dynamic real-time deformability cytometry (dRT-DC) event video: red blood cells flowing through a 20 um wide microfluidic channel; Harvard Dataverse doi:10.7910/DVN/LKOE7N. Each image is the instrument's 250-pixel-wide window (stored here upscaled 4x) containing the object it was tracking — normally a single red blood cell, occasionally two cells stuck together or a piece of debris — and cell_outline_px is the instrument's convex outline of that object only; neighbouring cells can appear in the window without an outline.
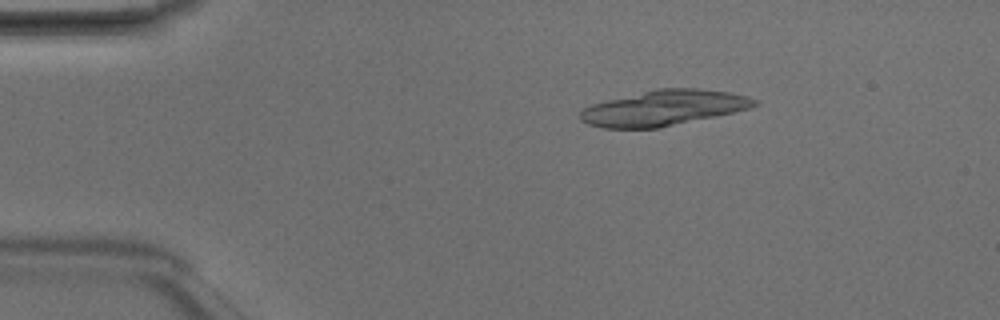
{"species": "Egyptian fruit bat (a non-hibernating species)", "species_latin": "Rousettus aegyptiacus", "temperature_condition": "room temperature", "stored_images_in_passage": 8, "segment_of_instrument_passage": [1, 2], "camera_frame_rate_fps": 3000, "um_per_image_px": 0.085, "animal": {"sex": "male"}, "frame": {"image": 1, "passage_image": 3, "time_ms": 0.667, "image_size_px": [1000, 320], "cell_outline_px": [[760, 104], [752, 108], [716, 116], [660, 128], [604, 128], [588, 124], [580, 120], [580, 112], [584, 108], [592, 104], [656, 88], [696, 88], [728, 92], [748, 96], [756, 100]], "centroid_in_image_um": [56.44, 9.18], "position_along_channel_um": 28.6, "area_um2": 35.89}}